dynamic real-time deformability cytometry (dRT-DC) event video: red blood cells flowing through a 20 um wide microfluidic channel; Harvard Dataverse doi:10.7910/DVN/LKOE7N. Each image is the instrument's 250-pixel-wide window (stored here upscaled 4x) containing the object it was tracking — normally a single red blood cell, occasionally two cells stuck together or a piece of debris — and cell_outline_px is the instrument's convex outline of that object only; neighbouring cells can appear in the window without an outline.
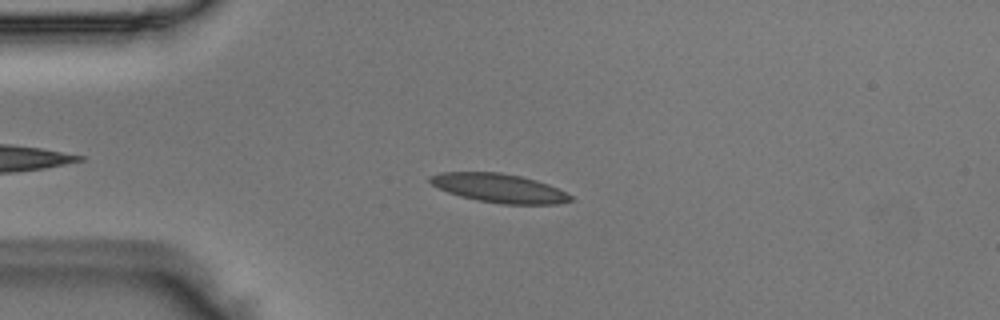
{"species": "Egyptian fruit bat (a non-hibernating species)", "species_latin": "Rousettus aegyptiacus", "temperature_condition": "room temperature", "stored_images_in_passage": 45, "camera_frame_rate_fps": 3000, "um_per_image_px": 0.085, "animal": {"sex": "male"}, "frame": {"image": 1, "passage_image": 10, "time_ms": 3.0, "image_size_px": [1000, 320], "cell_outline_px": [[576, 200], [556, 204], [500, 204], [476, 200], [460, 196], [448, 192], [432, 184], [428, 180], [428, 176], [440, 172], [500, 172], [520, 176], [536, 180], [548, 184], [572, 196]], "centroid_in_image_um": [42.42, 15.99], "position_along_channel_um": 42.6, "area_um2": 23.64}}
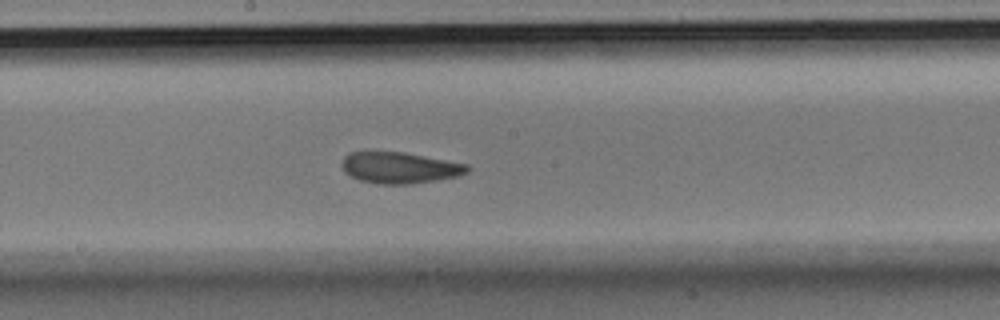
{"frame": {"image": 2, "passage_image": 25, "time_ms": 8.0, "image_size_px": [1000, 320], "cell_outline_px": [[472, 168], [468, 172], [460, 176], [412, 184], [376, 184], [360, 180], [344, 172], [340, 164], [344, 156], [348, 152], [368, 148], [404, 152], [468, 164]], "centroid_in_image_um": [33.91, 14.21], "position_along_channel_um": 214.3, "area_um2": 23.87}}
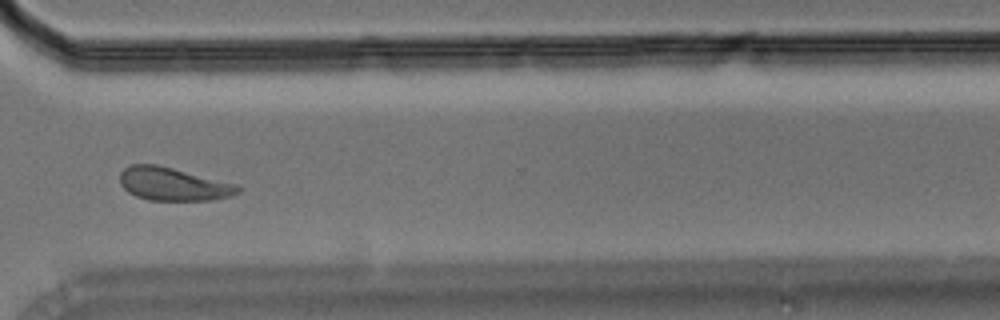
{"frame": {"image": 3, "passage_image": 36, "time_ms": 11.667, "image_size_px": [1000, 320], "cell_outline_px": [[244, 188], [240, 192], [232, 196], [212, 200], [148, 200], [136, 196], [128, 192], [120, 184], [120, 172], [124, 168], [132, 164], [156, 164], [236, 184]], "centroid_in_image_um": [14.73, 15.65], "position_along_channel_um": 355.9, "area_um2": 22.77}}